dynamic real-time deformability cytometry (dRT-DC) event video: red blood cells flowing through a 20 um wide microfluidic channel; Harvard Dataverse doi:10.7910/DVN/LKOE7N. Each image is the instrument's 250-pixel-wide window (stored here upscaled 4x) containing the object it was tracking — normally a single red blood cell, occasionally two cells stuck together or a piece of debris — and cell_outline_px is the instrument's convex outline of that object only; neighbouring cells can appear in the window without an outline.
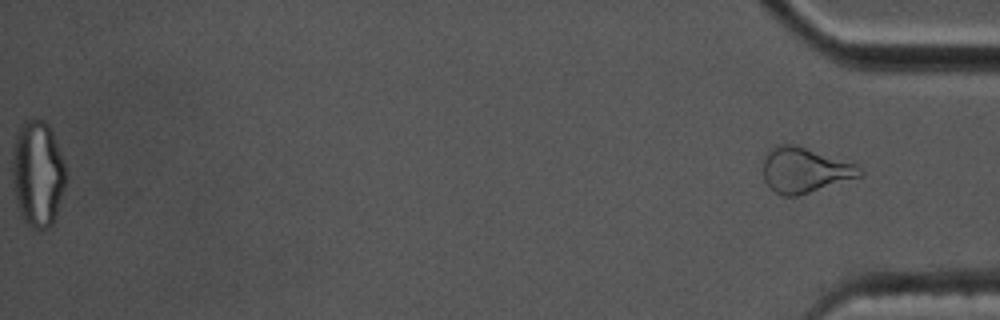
{"species": "common noctule bat (a hibernating species)", "species_latin": "Nyctalus noctula", "temperature_condition": "cold", "stored_images_in_passage": 48, "segment_of_instrument_passage": [2, 2], "camera_frame_rate_fps": 3000, "um_per_image_px": 0.085, "animal": {"sex": "male", "body_mass_g": 17.5, "forearm_length_mm": 52.3}, "frame": {"image": 1, "passage_image": 48, "time_ms": 15.667, "image_size_px": [1000, 320], "cell_outline_px": [[864, 176], [796, 196], [784, 196], [776, 192], [764, 180], [764, 160], [768, 152], [776, 144], [796, 144], [856, 164], [864, 172]], "centroid_in_image_um": [68.44, 14.45], "position_along_channel_um": 366.8, "area_um2": 25.37}}